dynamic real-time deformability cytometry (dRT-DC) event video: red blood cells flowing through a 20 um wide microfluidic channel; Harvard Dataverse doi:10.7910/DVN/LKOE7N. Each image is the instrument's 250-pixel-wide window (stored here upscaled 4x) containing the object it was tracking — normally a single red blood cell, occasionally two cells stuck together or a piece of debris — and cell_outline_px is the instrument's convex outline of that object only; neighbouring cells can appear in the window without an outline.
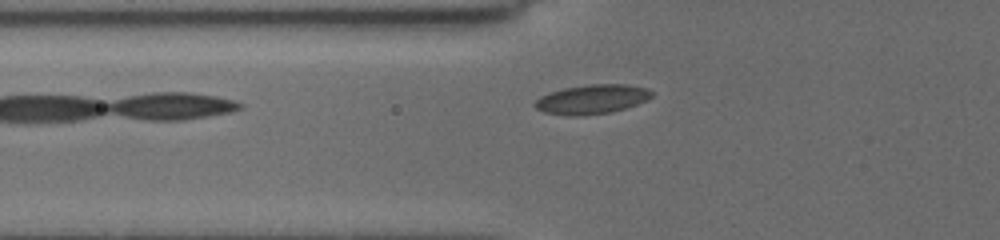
{"species": "common noctule bat (a hibernating species)", "species_latin": "Nyctalus noctula", "temperature_condition": "cold", "stored_images_in_passage": 5, "camera_frame_rate_fps": 3000, "um_per_image_px": 0.085, "animal": {"sex": "female", "body_mass_g": 19.5, "forearm_length_mm": 54.1}, "frame": {"image": 1, "passage_image": 5, "time_ms": 3.0, "image_size_px": [1000, 240], "cell_outline_px": [[652, 96], [636, 104], [612, 112], [584, 116], [568, 116], [544, 112], [536, 108], [532, 104], [540, 96], [564, 88], [588, 84], [628, 84], [644, 88], [652, 92]], "centroid_in_image_um": [50.26, 8.44], "position_along_channel_um": 75.5, "area_um2": 19.88}}